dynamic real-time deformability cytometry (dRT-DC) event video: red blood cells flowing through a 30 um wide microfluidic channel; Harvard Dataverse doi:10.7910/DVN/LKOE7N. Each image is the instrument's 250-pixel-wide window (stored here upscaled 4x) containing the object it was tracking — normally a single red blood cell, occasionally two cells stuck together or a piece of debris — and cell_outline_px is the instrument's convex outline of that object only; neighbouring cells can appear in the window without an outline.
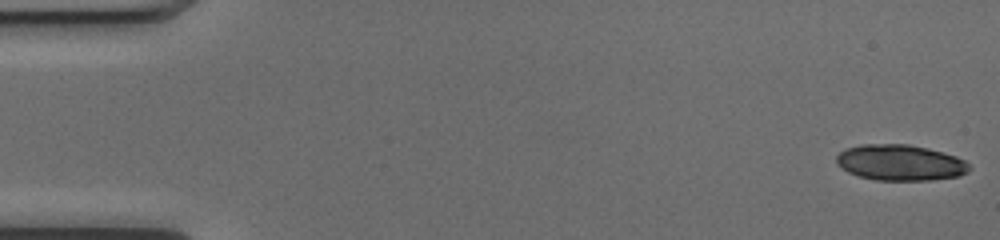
{"species": "common noctule bat (a hibernating species)", "species_latin": "Nyctalus noctula", "temperature_condition": "cold", "stored_images_in_passage": 19, "camera_frame_rate_fps": 3000, "um_per_image_px": 0.085, "animal": {"sex": "female", "body_mass_g": 17.0, "forearm_length_mm": 48.0}, "frame": {"image": 1, "passage_image": 1, "time_ms": 0.0, "image_size_px": [1000, 240], "cell_outline_px": [[972, 168], [968, 172], [960, 176], [932, 180], [876, 180], [860, 176], [848, 172], [840, 168], [836, 164], [836, 156], [844, 148], [860, 144], [908, 144], [928, 148], [944, 152], [956, 156], [964, 160]], "centroid_in_image_um": [76.52, 13.82], "position_along_channel_um": 8.5, "area_um2": 28.09}}
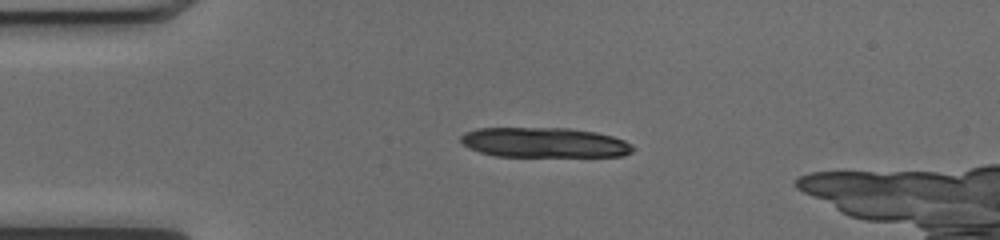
{"frame": {"image": 2, "passage_image": 12, "time_ms": 3.667, "image_size_px": [1000, 240], "cell_outline_px": [[636, 148], [632, 152], [624, 156], [496, 156], [480, 152], [468, 148], [460, 140], [460, 136], [464, 132], [480, 128], [568, 128], [596, 132], [612, 136], [624, 140], [632, 144]], "centroid_in_image_um": [46.28, 12.12], "position_along_channel_um": 38.7, "area_um2": 30.17}}